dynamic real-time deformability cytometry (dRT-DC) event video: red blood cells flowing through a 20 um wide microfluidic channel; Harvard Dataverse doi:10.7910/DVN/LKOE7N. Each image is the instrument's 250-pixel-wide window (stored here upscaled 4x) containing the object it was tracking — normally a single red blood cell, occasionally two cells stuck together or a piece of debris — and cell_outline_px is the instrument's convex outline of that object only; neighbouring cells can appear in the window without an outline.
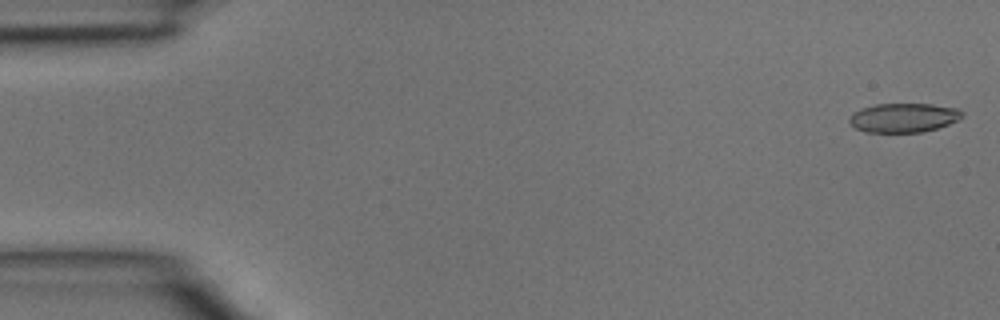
{"species": "common noctule bat (a hibernating species)", "species_latin": "Nyctalus noctula", "temperature_condition": "room temperature", "stored_images_in_passage": 5, "camera_frame_rate_fps": 3000, "um_per_image_px": 0.085, "animal": {"sex": "male", "body_mass_g": 15.6}, "frame": {"image": 1, "passage_image": 1, "time_ms": 0.0, "image_size_px": [1000, 320], "cell_outline_px": [[964, 116], [948, 124], [924, 132], [864, 132], [856, 128], [848, 120], [860, 108], [876, 104], [932, 104], [956, 108], [964, 112]], "centroid_in_image_um": [76.83, 10.0], "position_along_channel_um": 8.2, "area_um2": 19.02}}
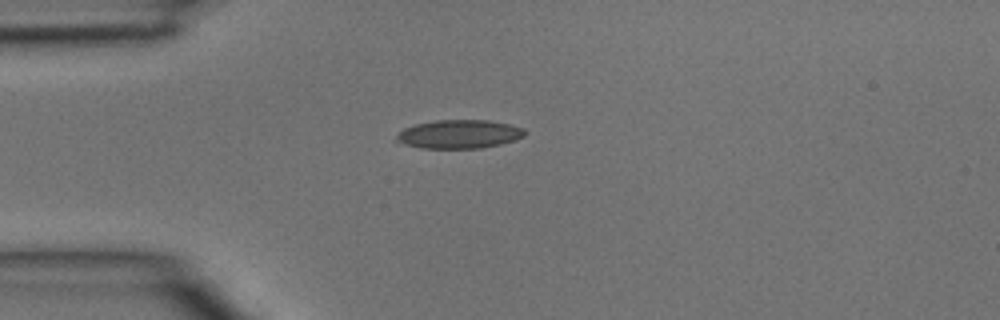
{"frame": {"image": 2, "passage_image": 4, "time_ms": 1.0, "image_size_px": [1000, 320], "cell_outline_px": [[528, 132], [524, 136], [516, 140], [500, 144], [480, 148], [424, 148], [408, 144], [396, 140], [396, 136], [404, 128], [416, 124], [436, 120], [488, 120], [508, 124], [524, 128]], "centroid_in_image_um": [39.09, 11.39], "position_along_channel_um": 45.9, "area_um2": 21.21}}
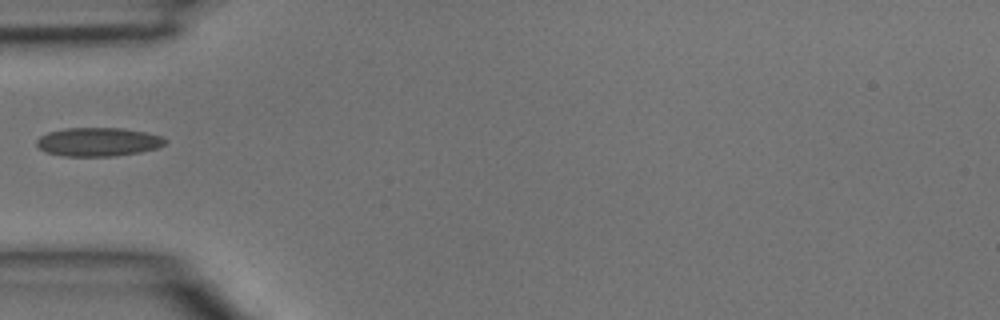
{"frame": {"image": 3, "passage_image": 5, "time_ms": 1.333, "image_size_px": [1000, 320], "cell_outline_px": [[168, 140], [164, 144], [156, 148], [140, 152], [116, 156], [64, 156], [44, 152], [36, 144], [36, 140], [40, 136], [48, 132], [64, 128], [124, 128], [144, 132], [160, 136]], "centroid_in_image_um": [8.31, 12.06], "position_along_channel_um": 76.7, "area_um2": 21.5}}